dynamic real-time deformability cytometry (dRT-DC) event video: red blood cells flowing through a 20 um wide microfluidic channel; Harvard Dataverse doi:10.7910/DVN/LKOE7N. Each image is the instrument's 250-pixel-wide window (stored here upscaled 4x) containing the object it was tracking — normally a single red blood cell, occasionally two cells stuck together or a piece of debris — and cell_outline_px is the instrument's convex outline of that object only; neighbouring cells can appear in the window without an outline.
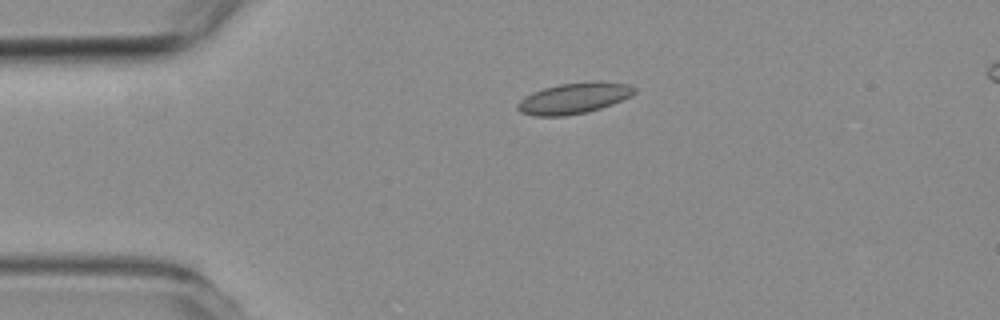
{"species": "common noctule bat (a hibernating species)", "species_latin": "Nyctalus noctula", "temperature_condition": "room temperature", "stored_images_in_passage": 44, "camera_frame_rate_fps": 3000, "um_per_image_px": 0.085, "animal": {"sex": "female", "body_mass_g": 19.3, "forearm_length_mm": 54.1}, "frame": {"image": 1, "passage_image": 1, "time_ms": 0.0, "image_size_px": [1000, 320], "cell_outline_px": [[636, 92], [612, 104], [588, 112], [564, 116], [532, 116], [520, 112], [516, 108], [516, 104], [524, 96], [532, 92], [544, 88], [560, 84], [596, 80], [628, 84], [636, 88]], "centroid_in_image_um": [48.74, 8.35], "position_along_channel_um": 36.3, "area_um2": 21.15}}
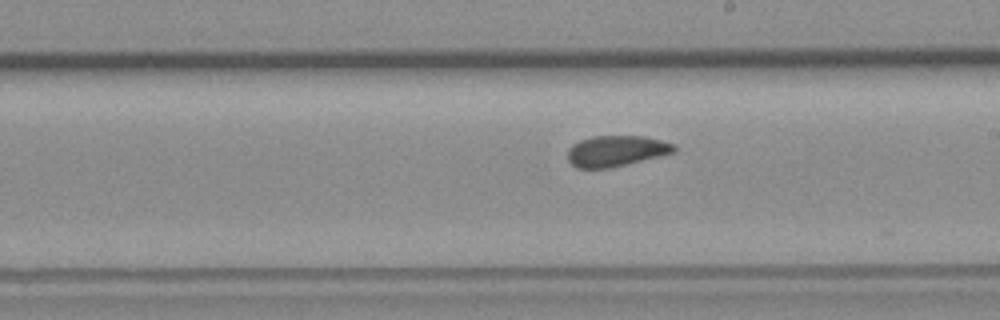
{"frame": {"image": 2, "passage_image": 20, "time_ms": 6.333, "image_size_px": [1000, 320], "cell_outline_px": [[676, 148], [672, 152], [608, 168], [576, 168], [568, 160], [568, 148], [572, 144], [580, 140], [592, 136], [644, 136], [676, 144]], "centroid_in_image_um": [52.31, 12.81], "position_along_channel_um": 236.7, "area_um2": 18.79}}
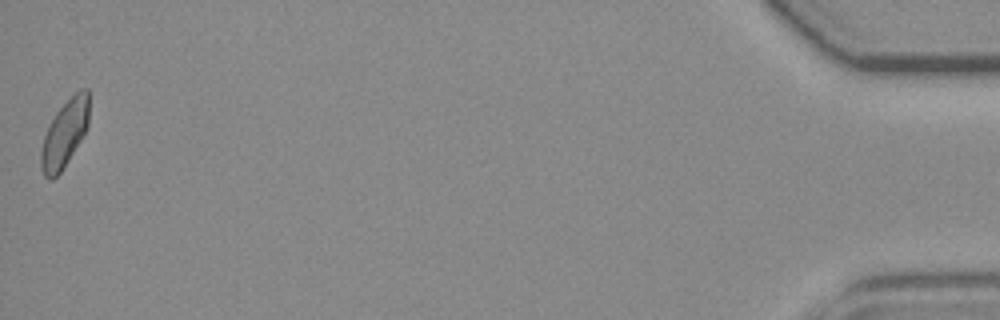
{"frame": {"image": 3, "passage_image": 44, "time_ms": 14.333, "image_size_px": [1000, 320], "cell_outline_px": [[88, 124], [80, 140], [68, 160], [60, 172], [52, 180], [48, 180], [44, 176], [40, 168], [40, 152], [44, 136], [48, 124], [56, 112], [80, 88], [88, 88]], "centroid_in_image_um": [5.45, 11.38], "position_along_channel_um": 429.7, "area_um2": 18.55}, "authors_computed_cell_mechanics": {"area_um2": 19.4208, "velocity_mm_per_s": 3.7071, "shape_relaxation_time_tau1_ms": 8.6258, "shape_relaxation_time_tau2_ms": 2.7467, "deformation_change_tau1": 0.1265, "deformation_change_tau2": 0.0598}}